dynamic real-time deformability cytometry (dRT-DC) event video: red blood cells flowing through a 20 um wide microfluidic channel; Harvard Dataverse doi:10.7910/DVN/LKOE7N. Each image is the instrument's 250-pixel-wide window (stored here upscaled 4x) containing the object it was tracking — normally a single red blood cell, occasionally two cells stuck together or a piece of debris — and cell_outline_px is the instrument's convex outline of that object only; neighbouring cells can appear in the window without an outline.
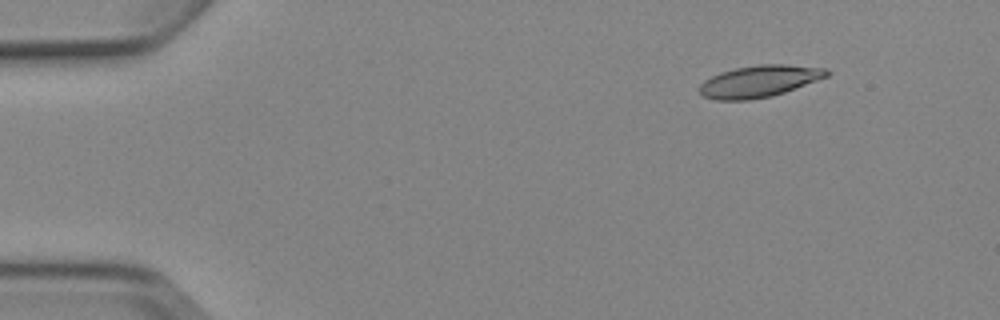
{"species": "Egyptian fruit bat (a non-hibernating species)", "species_latin": "Rousettus aegyptiacus", "temperature_condition": "cold", "stored_images_in_passage": 5, "camera_frame_rate_fps": 3000, "um_per_image_px": 0.085, "animal": {"sex": "female"}, "frame": {"image": 1, "passage_image": 2, "time_ms": 1.333, "image_size_px": [1000, 320], "cell_outline_px": [[832, 72], [828, 76], [784, 92], [772, 96], [748, 100], [716, 100], [704, 96], [700, 92], [700, 84], [704, 80], [720, 72], [736, 68], [760, 64], [788, 64], [828, 68]], "centroid_in_image_um": [64.57, 6.89], "position_along_channel_um": 20.4, "area_um2": 23.58}}
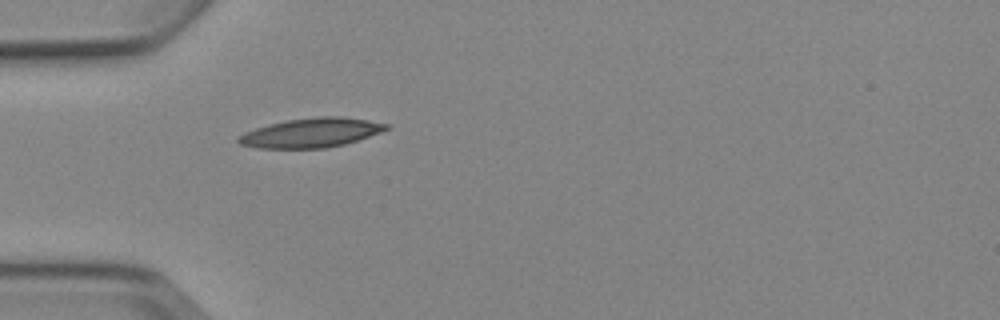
{"frame": {"image": 2, "passage_image": 5, "time_ms": 4.667, "image_size_px": [1000, 320], "cell_outline_px": [[392, 128], [344, 144], [324, 148], [256, 148], [240, 144], [236, 140], [244, 132], [256, 128], [288, 120], [316, 116], [340, 116], [368, 120], [388, 124]], "centroid_in_image_um": [26.46, 11.28], "position_along_channel_um": 58.5, "area_um2": 25.03}}